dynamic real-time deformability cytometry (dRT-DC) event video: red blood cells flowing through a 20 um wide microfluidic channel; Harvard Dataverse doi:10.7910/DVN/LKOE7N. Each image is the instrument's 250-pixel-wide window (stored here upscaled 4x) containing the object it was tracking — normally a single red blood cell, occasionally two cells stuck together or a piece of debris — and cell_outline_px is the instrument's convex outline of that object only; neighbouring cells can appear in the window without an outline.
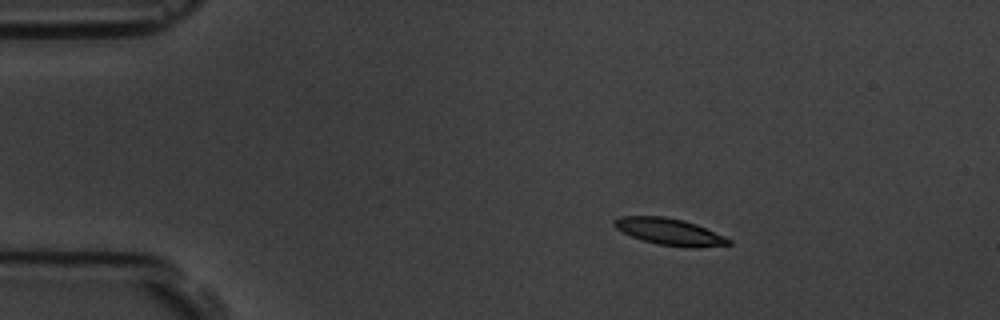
{"species": "common noctule bat (a hibernating species)", "species_latin": "Nyctalus noctula", "temperature_condition": "room temperature", "stored_images_in_passage": 5, "camera_frame_rate_fps": 3000, "um_per_image_px": 0.085, "animal": {"sex": "male", "body_mass_g": 19.5, "forearm_length_mm": 54.6}, "frame": {"image": 1, "passage_image": 3, "time_ms": 2.333, "image_size_px": [1000, 320], "cell_outline_px": [[732, 244], [696, 248], [692, 248], [656, 244], [632, 236], [616, 228], [612, 224], [612, 220], [620, 216], [664, 216], [684, 220], [696, 224], [724, 236], [732, 240]], "centroid_in_image_um": [56.91, 19.69], "position_along_channel_um": 28.1, "area_um2": 17.8}}